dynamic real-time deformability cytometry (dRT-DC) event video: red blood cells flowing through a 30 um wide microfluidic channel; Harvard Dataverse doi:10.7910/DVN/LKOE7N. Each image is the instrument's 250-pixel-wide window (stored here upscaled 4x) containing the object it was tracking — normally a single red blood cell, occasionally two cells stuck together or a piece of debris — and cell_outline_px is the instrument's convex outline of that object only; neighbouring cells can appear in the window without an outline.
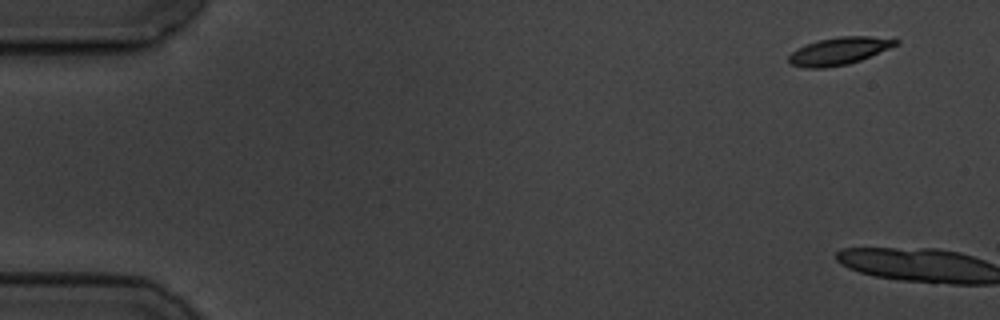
{"species": "common noctule bat (a hibernating species)", "species_latin": "Nyctalus noctula", "temperature_condition": "cold", "stored_images_in_passage": 7, "camera_frame_rate_fps": 3000, "um_per_image_px": 0.085, "animal": {"sex": "male", "body_mass_g": 19.5, "forearm_length_mm": 54.6}, "frame": {"image": 1, "passage_image": 1, "time_ms": 0.0, "image_size_px": [1000, 320], "cell_outline_px": [[900, 44], [860, 60], [848, 64], [824, 68], [804, 68], [792, 64], [788, 60], [788, 56], [792, 52], [808, 44], [820, 40], [840, 36], [872, 36], [900, 40]], "centroid_in_image_um": [71.36, 4.34], "position_along_channel_um": 13.6, "area_um2": 16.94}}